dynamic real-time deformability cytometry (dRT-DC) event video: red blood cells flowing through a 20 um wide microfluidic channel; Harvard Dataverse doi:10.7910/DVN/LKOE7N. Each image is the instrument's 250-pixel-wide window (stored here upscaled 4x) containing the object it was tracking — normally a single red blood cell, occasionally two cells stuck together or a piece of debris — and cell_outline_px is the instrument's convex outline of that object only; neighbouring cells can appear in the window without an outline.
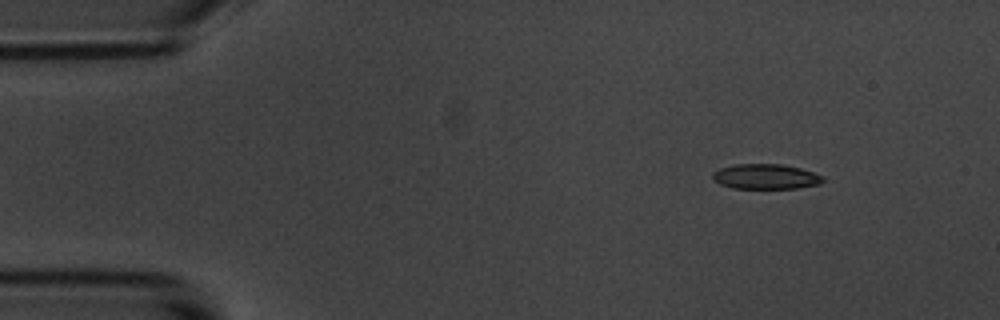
{"species": "common noctule bat (a hibernating species)", "species_latin": "Nyctalus noctula", "temperature_condition": "room temperature", "stored_images_in_passage": 5, "camera_frame_rate_fps": 3000, "um_per_image_px": 0.085, "animal": {"sex": "male", "body_mass_g": 20.1, "forearm_length_mm": 53.5}, "frame": {"image": 1, "passage_image": 2, "time_ms": 1.333, "image_size_px": [1000, 320], "cell_outline_px": [[824, 180], [820, 184], [800, 188], [732, 188], [720, 184], [712, 180], [712, 172], [720, 168], [732, 164], [780, 164], [800, 168], [824, 176]], "centroid_in_image_um": [65.06, 15.01], "position_along_channel_um": 19.9, "area_um2": 16.24}}
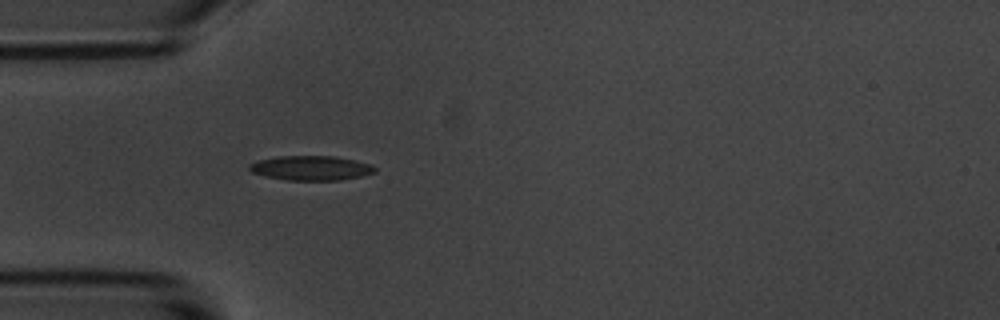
{"frame": {"image": 2, "passage_image": 5, "time_ms": 4.667, "image_size_px": [1000, 320], "cell_outline_px": [[376, 172], [360, 176], [340, 180], [288, 180], [264, 176], [252, 172], [248, 168], [248, 164], [256, 160], [276, 156], [336, 156], [356, 160], [372, 164], [376, 168]], "centroid_in_image_um": [26.42, 14.27], "position_along_channel_um": 58.6, "area_um2": 18.15}}